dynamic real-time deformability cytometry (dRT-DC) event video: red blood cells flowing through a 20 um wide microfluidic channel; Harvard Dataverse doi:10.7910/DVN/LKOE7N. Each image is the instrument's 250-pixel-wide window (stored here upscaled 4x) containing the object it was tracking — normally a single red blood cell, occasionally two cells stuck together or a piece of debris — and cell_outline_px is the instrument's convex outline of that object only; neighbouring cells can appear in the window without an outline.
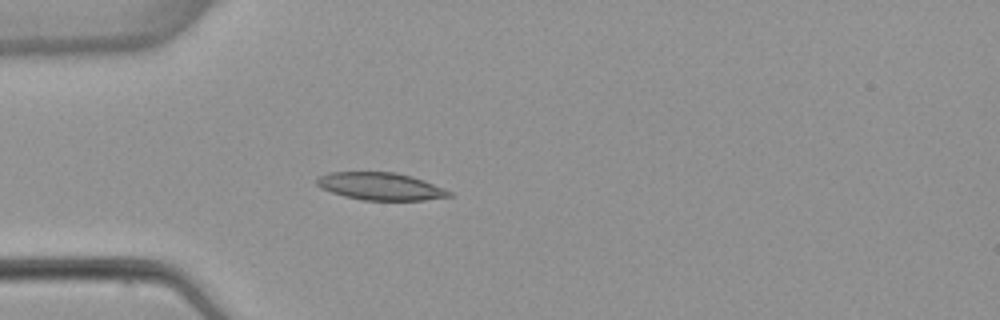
{"species": "common noctule bat (a hibernating species)", "species_latin": "Nyctalus noctula", "temperature_condition": "warm", "stored_images_in_passage": 4, "camera_frame_rate_fps": 3000, "um_per_image_px": 0.085, "animal": {"sex": "female", "body_mass_g": 22.7, "forearm_length_mm": 54.2}, "frame": {"image": 1, "passage_image": 4, "time_ms": 3.667, "image_size_px": [1000, 320], "cell_outline_px": [[452, 196], [424, 200], [364, 200], [344, 196], [320, 188], [316, 184], [316, 180], [320, 176], [328, 172], [396, 172], [412, 176], [424, 180], [452, 192]], "centroid_in_image_um": [32.34, 15.83], "position_along_channel_um": 52.7, "area_um2": 21.15}}